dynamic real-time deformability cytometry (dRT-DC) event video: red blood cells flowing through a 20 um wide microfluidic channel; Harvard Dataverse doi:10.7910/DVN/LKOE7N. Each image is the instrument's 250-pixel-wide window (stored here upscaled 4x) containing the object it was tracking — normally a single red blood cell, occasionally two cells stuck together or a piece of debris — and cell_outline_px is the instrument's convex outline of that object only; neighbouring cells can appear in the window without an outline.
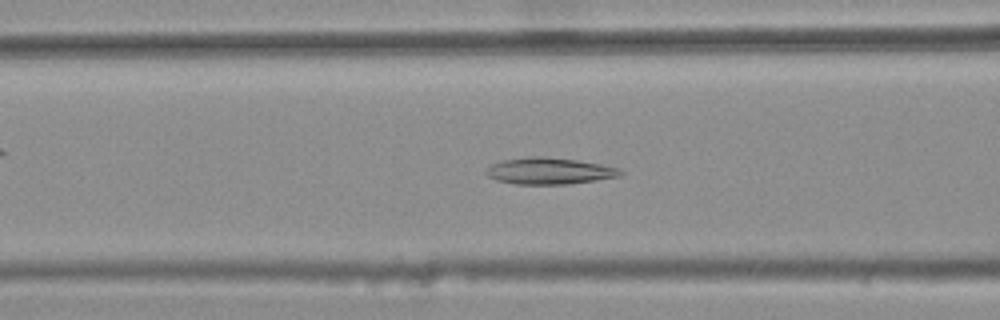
{"species": "common noctule bat (a hibernating species)", "species_latin": "Nyctalus noctula", "temperature_condition": "warm", "stored_images_in_passage": 42, "camera_frame_rate_fps": 3000, "um_per_image_px": 0.085, "animal": {"sex": "female", "body_mass_g": 25.1}, "frame": {"image": 1, "passage_image": 20, "time_ms": 6.333, "image_size_px": [1000, 320], "cell_outline_px": [[624, 172], [620, 176], [596, 180], [568, 184], [516, 184], [496, 180], [488, 176], [484, 172], [492, 164], [500, 160], [528, 156], [544, 156], [576, 160], [600, 164], [620, 168]], "centroid_in_image_um": [46.68, 14.52], "position_along_channel_um": 119.9, "area_um2": 20.87}}
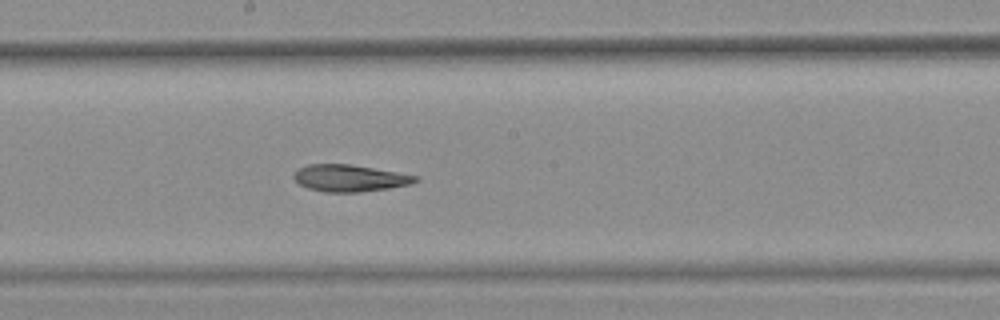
{"frame": {"image": 2, "passage_image": 28, "time_ms": 9.0, "image_size_px": [1000, 320], "cell_outline_px": [[420, 180], [412, 184], [388, 188], [360, 192], [324, 192], [308, 188], [300, 184], [292, 176], [296, 168], [308, 164], [348, 164], [420, 176]], "centroid_in_image_um": [29.72, 15.14], "position_along_channel_um": 218.5, "area_um2": 19.07}}
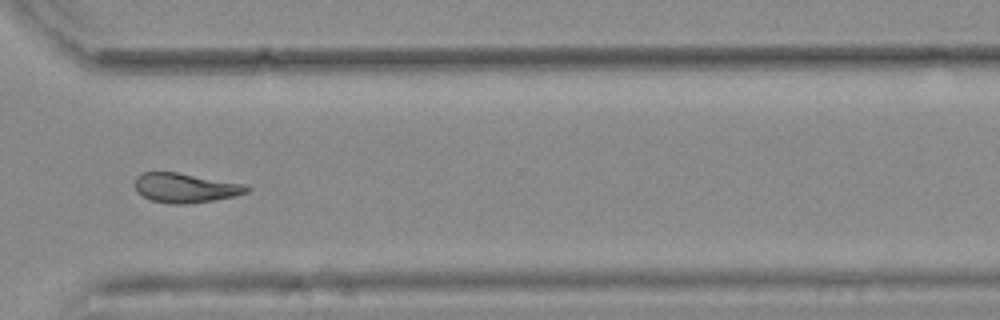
{"frame": {"image": 3, "passage_image": 39, "time_ms": 12.667, "image_size_px": [1000, 320], "cell_outline_px": [[252, 188], [248, 192], [232, 196], [212, 200], [184, 204], [168, 204], [152, 200], [136, 192], [136, 176], [144, 172], [176, 172], [248, 184]], "centroid_in_image_um": [15.78, 15.96], "position_along_channel_um": 354.8, "area_um2": 19.19}}